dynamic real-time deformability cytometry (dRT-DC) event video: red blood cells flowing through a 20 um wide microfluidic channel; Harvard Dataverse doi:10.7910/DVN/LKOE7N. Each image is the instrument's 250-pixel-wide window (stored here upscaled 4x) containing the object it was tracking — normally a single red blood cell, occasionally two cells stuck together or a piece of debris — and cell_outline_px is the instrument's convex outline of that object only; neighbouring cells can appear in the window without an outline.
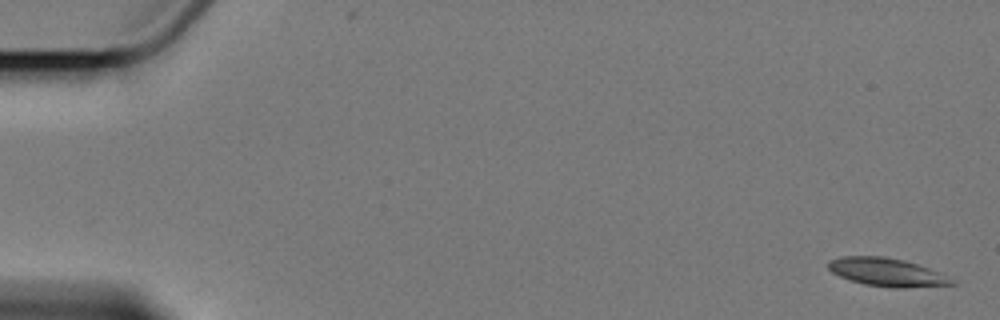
{"species": "Egyptian fruit bat (a non-hibernating species)", "species_latin": "Rousettus aegyptiacus", "temperature_condition": "cold", "stored_images_in_passage": 10, "camera_frame_rate_fps": 3000, "um_per_image_px": 0.085, "animal": {"sex": "female"}, "frame": {"image": 1, "passage_image": 1, "time_ms": 0.0, "image_size_px": [1000, 320], "cell_outline_px": [[956, 284], [904, 288], [892, 288], [864, 284], [840, 276], [832, 272], [828, 268], [828, 260], [840, 256], [884, 256], [904, 260], [928, 268], [952, 280]], "centroid_in_image_um": [75.31, 23.13], "position_along_channel_um": 9.7, "area_um2": 20.0}}
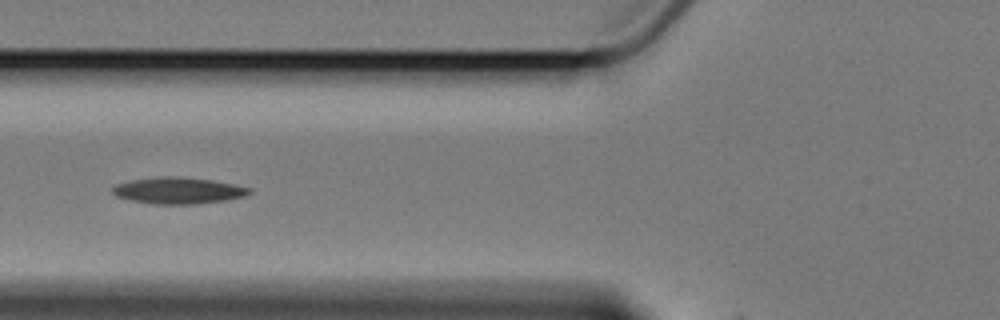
{"frame": {"image": 2, "passage_image": 6, "time_ms": 7.333, "image_size_px": [1000, 320], "cell_outline_px": [[252, 192], [244, 196], [224, 200], [196, 204], [152, 204], [132, 200], [116, 196], [112, 192], [112, 188], [116, 184], [132, 180], [156, 176], [176, 176], [212, 180], [252, 188]], "centroid_in_image_um": [15.14, 16.19], "position_along_channel_um": 110.7, "area_um2": 21.04}}
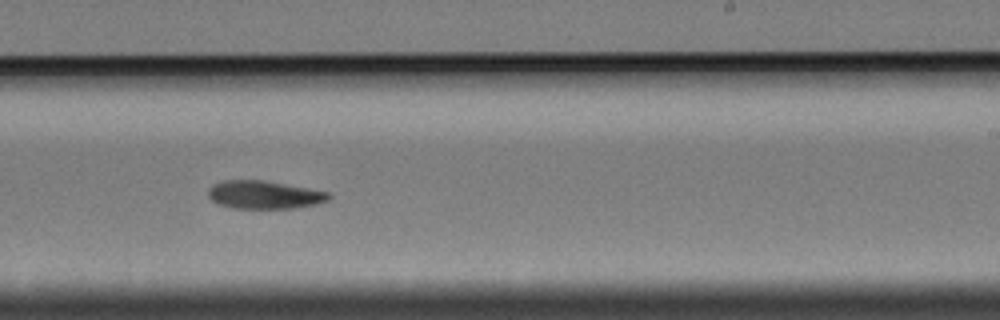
{"frame": {"image": 3, "passage_image": 10, "time_ms": 12.0, "image_size_px": [1000, 320], "cell_outline_px": [[332, 196], [328, 200], [316, 204], [296, 208], [232, 208], [220, 204], [212, 200], [208, 196], [208, 188], [212, 184], [224, 180], [264, 180], [328, 192]], "centroid_in_image_um": [22.44, 16.55], "position_along_channel_um": 266.6, "area_um2": 19.65}}